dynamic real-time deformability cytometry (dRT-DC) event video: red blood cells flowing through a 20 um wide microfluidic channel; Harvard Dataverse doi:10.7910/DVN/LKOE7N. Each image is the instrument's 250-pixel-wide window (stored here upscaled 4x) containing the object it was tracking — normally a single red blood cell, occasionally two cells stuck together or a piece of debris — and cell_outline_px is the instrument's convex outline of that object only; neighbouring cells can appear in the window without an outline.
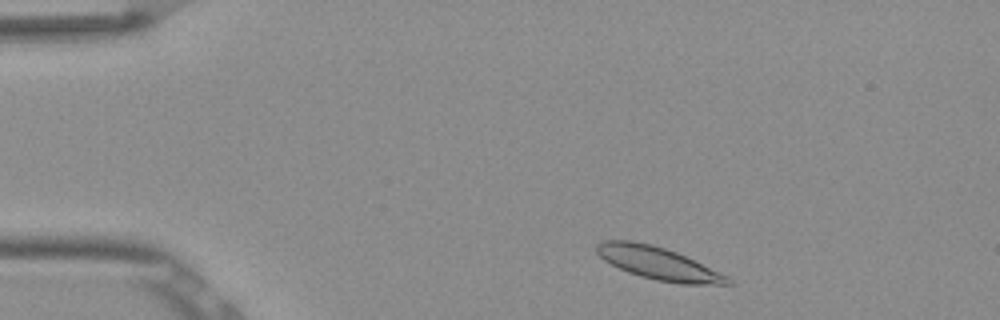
{"species": "Egyptian fruit bat (a non-hibernating species)", "species_latin": "Rousettus aegyptiacus", "temperature_condition": "room temperature", "stored_images_in_passage": 47, "camera_frame_rate_fps": 3000, "um_per_image_px": 0.085, "frame": {"image": 1, "passage_image": 3, "time_ms": 0.667, "image_size_px": [1000, 320], "cell_outline_px": [[736, 284], [680, 284], [656, 280], [640, 276], [628, 272], [604, 260], [596, 252], [596, 244], [604, 240], [632, 240], [652, 244], [676, 252], [728, 276]], "centroid_in_image_um": [55.94, 22.38], "position_along_channel_um": 29.1, "area_um2": 24.74}}
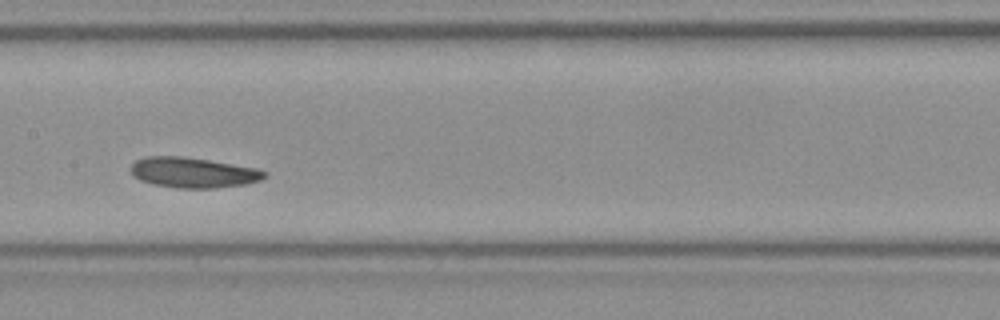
{"frame": {"image": 2, "passage_image": 21, "time_ms": 6.667, "image_size_px": [1000, 320], "cell_outline_px": [[268, 176], [260, 180], [244, 184], [212, 188], [176, 188], [152, 184], [140, 180], [132, 176], [128, 168], [136, 160], [144, 156], [184, 156], [256, 168], [268, 172]], "centroid_in_image_um": [16.36, 14.66], "position_along_channel_um": 191.0, "area_um2": 23.81}}
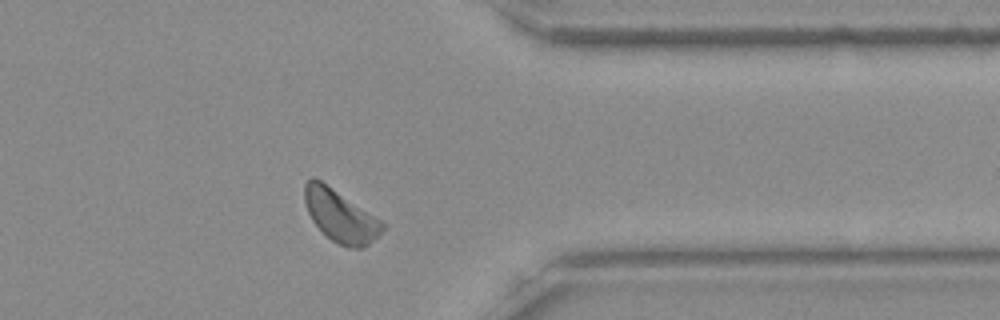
{"frame": {"image": 3, "passage_image": 37, "time_ms": 12.0, "image_size_px": [1000, 320], "cell_outline_px": [[384, 228], [364, 248], [348, 248], [332, 240], [312, 220], [308, 212], [304, 200], [304, 184], [312, 176], [320, 180], [384, 220]], "centroid_in_image_um": [28.95, 18.33], "position_along_channel_um": 382.5, "area_um2": 23.52}, "authors_computed_cell_mechanics": {"area_um2": 23.3512, "velocity_mm_per_s": 3.7782, "shape_relaxation_time_tau1_ms": 3.5622, "shape_relaxation_time_tau2_ms": 3.3441, "deformation_change_tau1": 0.0672, "deformation_change_tau2": 0.086}}